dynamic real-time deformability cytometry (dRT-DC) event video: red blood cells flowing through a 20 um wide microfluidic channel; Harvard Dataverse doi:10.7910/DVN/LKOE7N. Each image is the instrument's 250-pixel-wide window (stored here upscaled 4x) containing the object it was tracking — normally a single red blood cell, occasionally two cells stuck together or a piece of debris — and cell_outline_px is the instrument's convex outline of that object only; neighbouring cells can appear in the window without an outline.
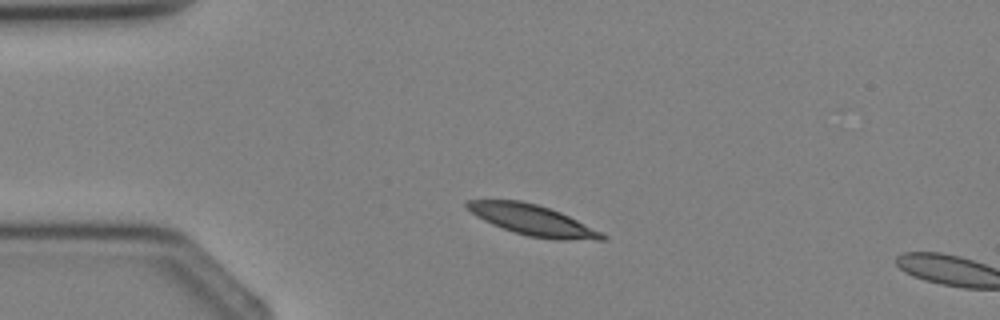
{"species": "Egyptian fruit bat (a non-hibernating species)", "species_latin": "Rousettus aegyptiacus", "temperature_condition": "cold", "stored_images_in_passage": 2, "segment_of_instrument_passage": [1, 2], "camera_frame_rate_fps": 3000, "um_per_image_px": 0.085, "animal": {"sex": "female"}, "frame": {"image": 1, "passage_image": 1, "time_ms": 0.0, "image_size_px": [1000, 320], "cell_outline_px": [[608, 236], [604, 240], [556, 240], [528, 236], [512, 232], [492, 224], [476, 216], [464, 208], [464, 200], [520, 200], [536, 204], [560, 212]], "centroid_in_image_um": [45.2, 18.71], "position_along_channel_um": 39.8, "area_um2": 24.04}}